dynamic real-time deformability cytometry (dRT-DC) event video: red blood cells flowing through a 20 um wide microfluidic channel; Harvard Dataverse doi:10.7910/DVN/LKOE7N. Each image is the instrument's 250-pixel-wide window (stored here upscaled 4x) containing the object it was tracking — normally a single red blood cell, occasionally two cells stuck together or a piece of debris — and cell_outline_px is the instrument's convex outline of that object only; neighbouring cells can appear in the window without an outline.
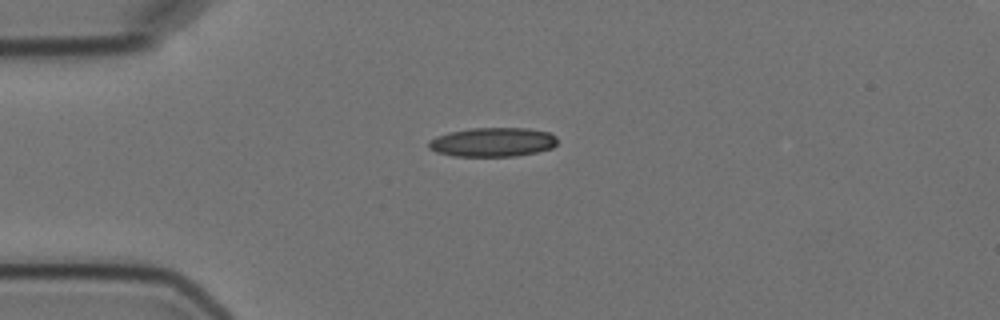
{"species": "Egyptian fruit bat (a non-hibernating species)", "species_latin": "Rousettus aegyptiacus", "temperature_condition": "cold", "stored_images_in_passage": 8, "camera_frame_rate_fps": 3000, "um_per_image_px": 0.085, "animal": {"sex": "female"}, "frame": {"image": 1, "passage_image": 3, "time_ms": 2.333, "image_size_px": [1000, 320], "cell_outline_px": [[556, 144], [552, 148], [536, 152], [516, 156], [452, 156], [436, 152], [428, 148], [428, 140], [436, 136], [448, 132], [472, 128], [528, 128], [548, 132], [556, 136]], "centroid_in_image_um": [41.84, 12.08], "position_along_channel_um": 43.2, "area_um2": 21.96}}
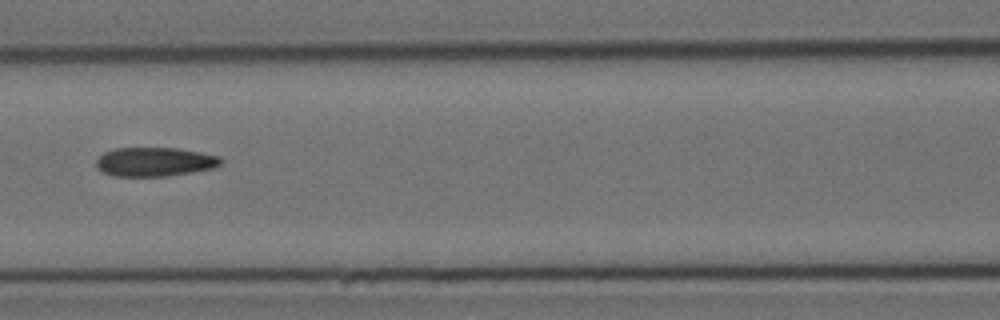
{"frame": {"image": 2, "passage_image": 6, "time_ms": 6.0, "image_size_px": [1000, 320], "cell_outline_px": [[224, 160], [220, 164], [212, 168], [192, 172], [168, 176], [112, 176], [96, 168], [96, 160], [104, 152], [116, 148], [176, 148], [200, 152], [220, 156]], "centroid_in_image_um": [13.15, 13.75], "position_along_channel_um": 153.5, "area_um2": 21.1}}
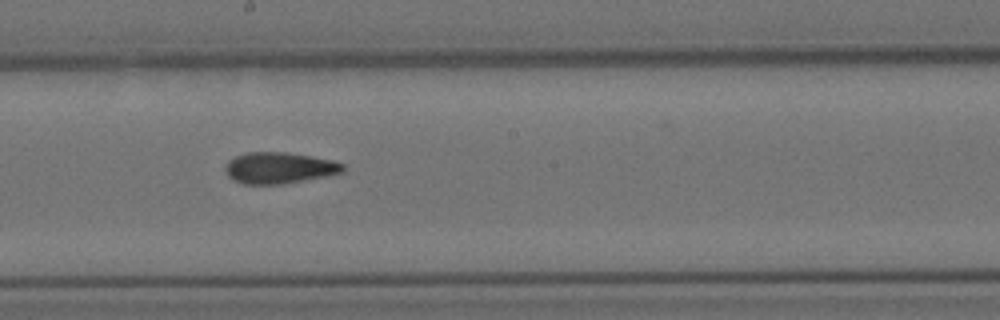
{"frame": {"image": 3, "passage_image": 8, "time_ms": 8.0, "image_size_px": [1000, 320], "cell_outline_px": [[344, 172], [284, 184], [244, 184], [232, 180], [228, 176], [224, 168], [228, 160], [236, 156], [248, 152], [284, 152], [312, 156], [332, 160], [344, 164]], "centroid_in_image_um": [23.71, 14.27], "position_along_channel_um": 224.5, "area_um2": 21.44}}